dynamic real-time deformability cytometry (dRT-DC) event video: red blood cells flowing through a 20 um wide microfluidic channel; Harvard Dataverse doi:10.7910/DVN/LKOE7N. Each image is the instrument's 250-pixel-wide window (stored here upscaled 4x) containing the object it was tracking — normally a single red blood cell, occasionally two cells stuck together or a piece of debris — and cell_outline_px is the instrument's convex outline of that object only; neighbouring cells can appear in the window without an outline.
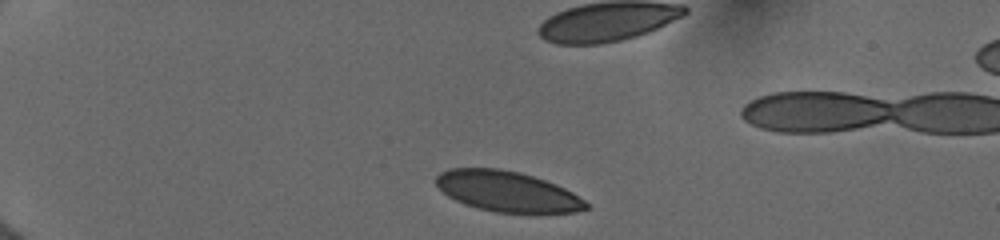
{"species": "human", "species_latin": "Homo sapiens", "temperature_condition": "cold", "stored_images_in_passage": 5, "camera_frame_rate_fps": 3000, "um_per_image_px": 0.085, "donor": {"sex": "female"}, "frame": {"image": 1, "passage_image": 1, "time_ms": 0.0, "image_size_px": [1000, 240], "cell_outline_px": [[588, 208], [576, 212], [496, 212], [464, 204], [448, 196], [436, 184], [436, 176], [440, 172], [448, 168], [500, 168], [520, 172], [556, 184], [572, 192], [584, 200], [588, 204]], "centroid_in_image_um": [43.09, 16.25], "position_along_channel_um": 41.9, "area_um2": 35.03}}
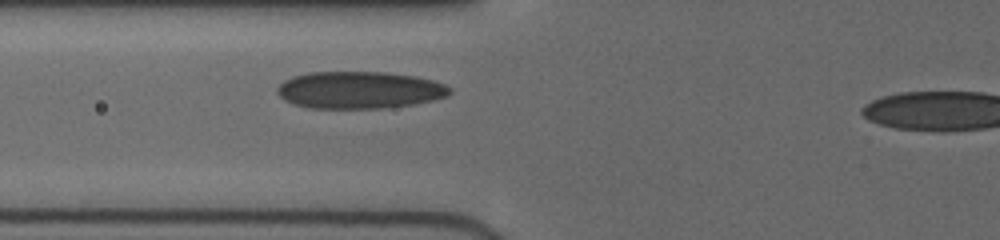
{"frame": {"image": 2, "passage_image": 5, "time_ms": 4.0, "image_size_px": [1000, 240], "cell_outline_px": [[452, 92], [448, 96], [432, 100], [412, 104], [380, 108], [312, 108], [296, 104], [280, 96], [276, 92], [276, 88], [284, 80], [292, 76], [308, 72], [384, 72], [416, 76], [432, 80], [444, 84], [452, 88]], "centroid_in_image_um": [30.56, 7.64], "position_along_channel_um": 95.2, "area_um2": 37.22}}